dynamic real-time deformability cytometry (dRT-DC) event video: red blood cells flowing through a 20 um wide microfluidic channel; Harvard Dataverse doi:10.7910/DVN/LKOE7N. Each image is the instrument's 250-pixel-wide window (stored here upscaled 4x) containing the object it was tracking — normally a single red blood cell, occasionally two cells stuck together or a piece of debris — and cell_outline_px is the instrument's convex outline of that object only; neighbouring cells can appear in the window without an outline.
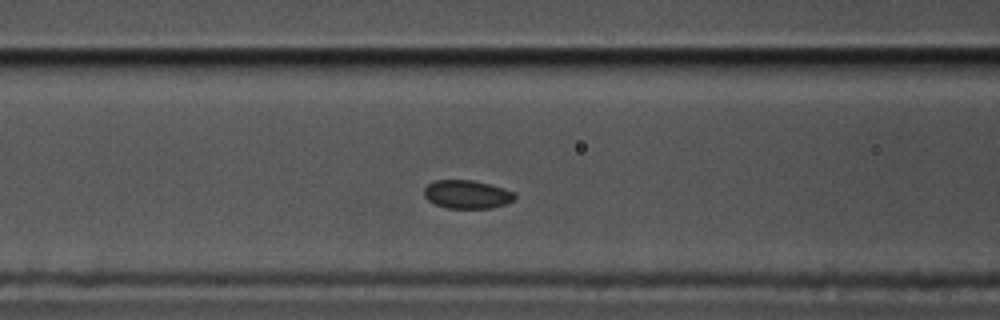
{"species": "common noctule bat (a hibernating species)", "species_latin": "Nyctalus noctula", "temperature_condition": "cold", "stored_images_in_passage": 42, "camera_frame_rate_fps": 3000, "um_per_image_px": 0.085, "animal": {"sex": "male", "body_mass_g": 17.5, "forearm_length_mm": 52.3}, "frame": {"image": 1, "passage_image": 6, "time_ms": 1.667, "image_size_px": [1000, 320], "cell_outline_px": [[516, 196], [508, 204], [492, 208], [448, 208], [436, 204], [428, 200], [424, 196], [424, 188], [428, 184], [436, 180], [472, 180], [504, 188], [516, 192]], "centroid_in_image_um": [39.72, 16.52], "position_along_channel_um": 126.9, "area_um2": 15.03}}
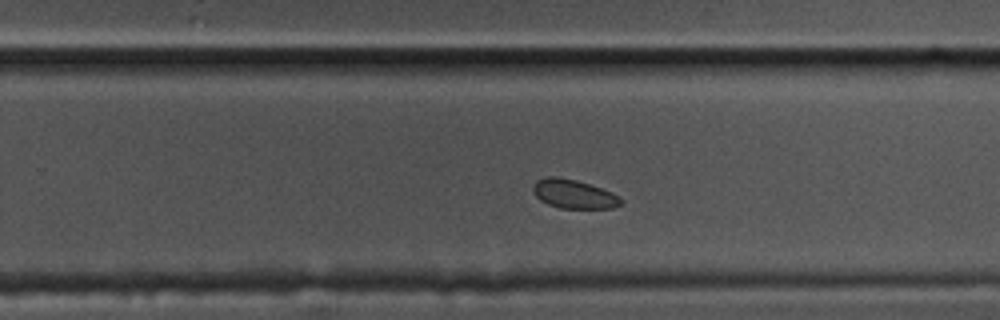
{"frame": {"image": 2, "passage_image": 20, "time_ms": 6.333, "image_size_px": [1000, 320], "cell_outline_px": [[624, 200], [620, 204], [612, 208], [560, 208], [548, 204], [540, 200], [532, 192], [532, 184], [536, 180], [548, 176], [560, 176], [576, 180], [612, 192]], "centroid_in_image_um": [48.72, 16.48], "position_along_channel_um": 281.1, "area_um2": 14.85}}
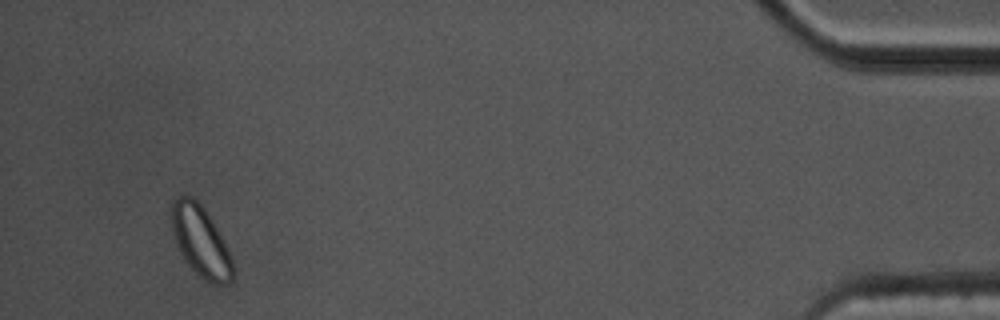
{"frame": {"image": 3, "passage_image": 39, "time_ms": 12.667, "image_size_px": [1000, 320], "cell_outline_px": [[232, 280], [228, 284], [212, 284], [204, 280], [184, 260], [176, 244], [172, 228], [172, 200], [176, 196], [192, 196], [204, 208], [212, 220], [232, 260]], "centroid_in_image_um": [17.03, 20.51], "position_along_channel_um": 418.2, "area_um2": 24.74}}